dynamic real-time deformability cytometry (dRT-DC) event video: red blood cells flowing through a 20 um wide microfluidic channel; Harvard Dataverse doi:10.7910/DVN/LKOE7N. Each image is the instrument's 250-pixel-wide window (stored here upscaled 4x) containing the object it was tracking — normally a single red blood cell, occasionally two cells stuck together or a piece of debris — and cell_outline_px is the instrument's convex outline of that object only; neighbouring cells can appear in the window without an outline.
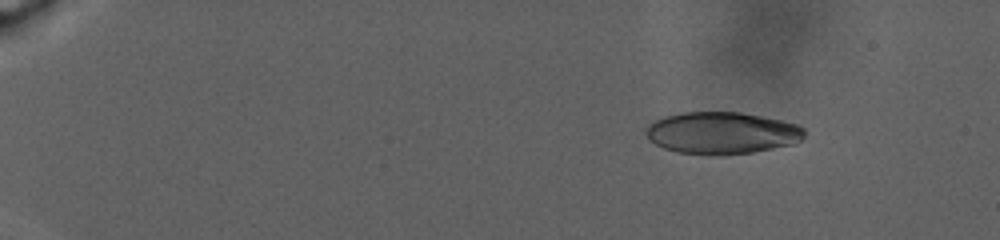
{"species": "human", "species_latin": "Homo sapiens", "temperature_condition": "warm", "stored_images_in_passage": 95, "camera_frame_rate_fps": 3000, "um_per_image_px": 0.085, "donor": {"sex": "male"}, "frame": {"image": 1, "passage_image": 15, "time_ms": 4.667, "image_size_px": [1000, 240], "cell_outline_px": [[804, 136], [800, 140], [792, 144], [752, 152], [720, 156], [676, 152], [664, 148], [648, 140], [644, 132], [644, 128], [652, 120], [664, 116], [684, 112], [740, 112], [764, 116], [796, 124], [804, 128]], "centroid_in_image_um": [61.29, 11.3], "position_along_channel_um": 23.7, "area_um2": 39.13}}
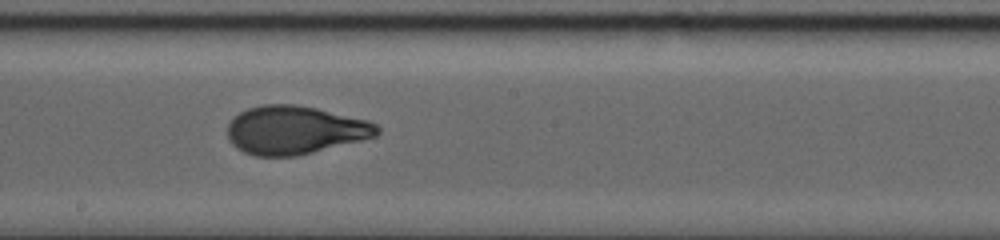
{"frame": {"image": 2, "passage_image": 59, "time_ms": 19.333, "image_size_px": [1000, 240], "cell_outline_px": [[380, 132], [376, 136], [296, 156], [256, 156], [244, 152], [236, 148], [228, 140], [228, 124], [232, 116], [248, 108], [260, 104], [296, 104], [316, 108], [368, 120], [376, 124], [380, 128]], "centroid_in_image_um": [25.02, 11.04], "position_along_channel_um": 223.2, "area_um2": 42.19}}
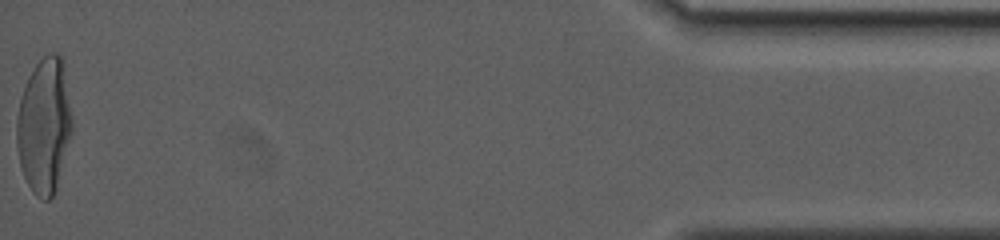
{"frame": {"image": 3, "passage_image": 95, "time_ms": 31.333, "image_size_px": [1000, 240], "cell_outline_px": [[72, 132], [56, 188], [52, 196], [48, 200], [44, 200], [36, 196], [32, 192], [20, 168], [16, 144], [16, 120], [20, 100], [24, 84], [28, 76], [36, 64], [48, 52], [56, 52], [60, 56], [64, 64], [72, 116]], "centroid_in_image_um": [3.75, 10.66], "position_along_channel_um": 431.5, "area_um2": 43.99}, "authors_computed_cell_mechanics": {"area_um2": 41.0958, "velocity_mm_per_s": 2.3608, "shape_relaxation_time_tau1_ms": 9.5472, "shape_relaxation_time_tau2_ms": null, "deformation_change_tau1": 0.2919, "deformation_change_tau2": null}}